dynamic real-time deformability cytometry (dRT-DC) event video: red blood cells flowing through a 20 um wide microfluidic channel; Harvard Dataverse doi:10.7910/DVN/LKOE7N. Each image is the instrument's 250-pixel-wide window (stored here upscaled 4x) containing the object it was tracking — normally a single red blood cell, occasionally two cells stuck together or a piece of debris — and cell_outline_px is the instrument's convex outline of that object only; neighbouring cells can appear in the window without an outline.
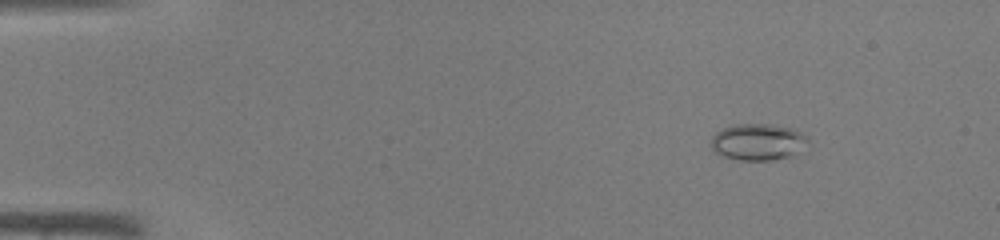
{"species": "common noctule bat (a hibernating species)", "species_latin": "Nyctalus noctula", "temperature_condition": "warm", "stored_images_in_passage": 44, "camera_frame_rate_fps": 3000, "um_per_image_px": 0.085, "animal": {"sex": "male", "body_mass_g": 19.0, "forearm_length_mm": 50.8}, "frame": {"image": 1, "passage_image": 5, "time_ms": 1.333, "image_size_px": [1000, 240], "cell_outline_px": [[808, 140], [796, 156], [772, 160], [740, 160], [724, 156], [716, 152], [712, 148], [712, 136], [716, 132], [724, 128], [736, 124], [768, 124], [792, 128], [808, 136]], "centroid_in_image_um": [64.46, 12.07], "position_along_channel_um": 20.5, "area_um2": 20.63}}
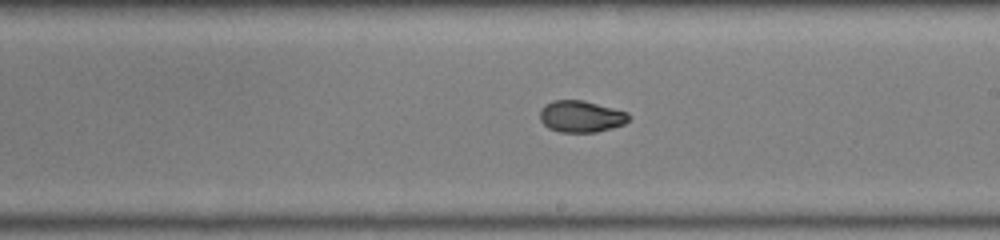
{"frame": {"image": 2, "passage_image": 26, "time_ms": 8.333, "image_size_px": [1000, 240], "cell_outline_px": [[632, 116], [624, 124], [612, 128], [596, 132], [560, 132], [548, 128], [540, 120], [540, 108], [544, 104], [552, 100], [580, 100], [628, 112]], "centroid_in_image_um": [49.37, 9.9], "position_along_channel_um": 239.6, "area_um2": 16.42}}
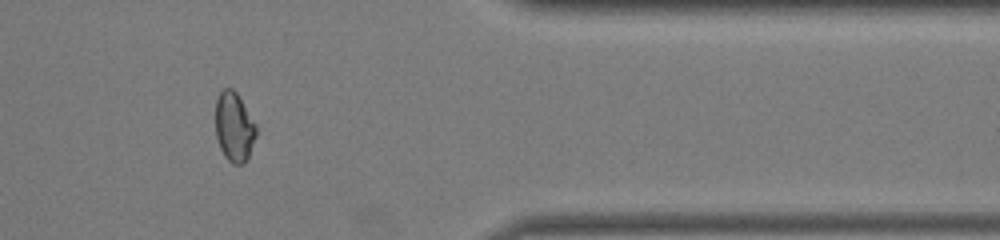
{"frame": {"image": 3, "passage_image": 37, "time_ms": 12.0, "image_size_px": [1000, 240], "cell_outline_px": [[256, 136], [248, 156], [244, 164], [232, 164], [224, 156], [220, 148], [216, 136], [216, 100], [220, 92], [224, 88], [232, 88], [236, 92], [256, 124]], "centroid_in_image_um": [19.9, 10.8], "position_along_channel_um": 391.5, "area_um2": 16.36}}